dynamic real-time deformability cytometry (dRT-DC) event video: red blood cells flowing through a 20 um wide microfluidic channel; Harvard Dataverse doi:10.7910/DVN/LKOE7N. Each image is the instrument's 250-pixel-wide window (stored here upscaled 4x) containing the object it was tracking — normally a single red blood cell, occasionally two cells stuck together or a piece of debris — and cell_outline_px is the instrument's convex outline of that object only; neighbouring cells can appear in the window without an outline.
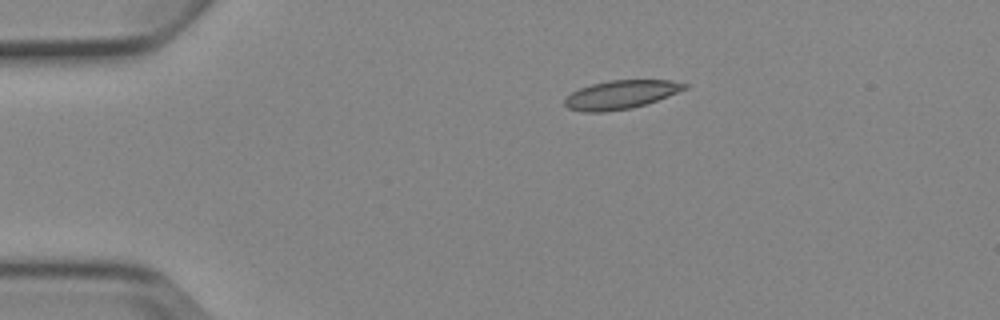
{"species": "Egyptian fruit bat (a non-hibernating species)", "species_latin": "Rousettus aegyptiacus", "temperature_condition": "cold", "stored_images_in_passage": 5, "camera_frame_rate_fps": 3000, "um_per_image_px": 0.085, "animal": {"sex": "female"}, "frame": {"image": 1, "passage_image": 3, "time_ms": 3.0, "image_size_px": [1000, 320], "cell_outline_px": [[688, 88], [668, 96], [632, 108], [604, 112], [584, 112], [568, 108], [564, 104], [564, 100], [572, 92], [580, 88], [592, 84], [608, 80], [672, 80], [688, 84]], "centroid_in_image_um": [52.77, 8.04], "position_along_channel_um": 32.2, "area_um2": 19.88}}
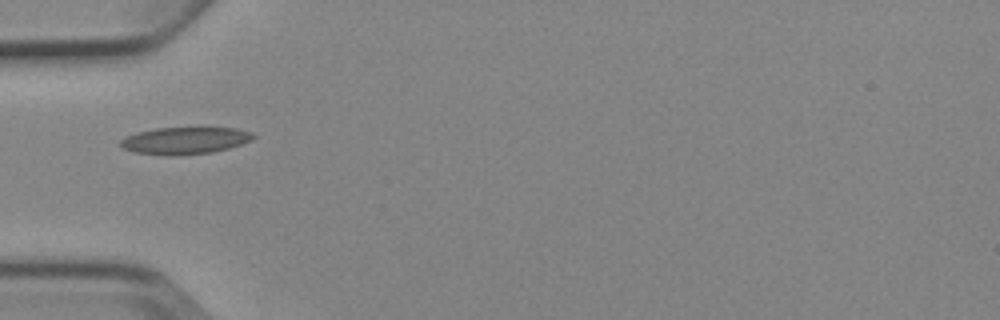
{"frame": {"image": 2, "passage_image": 5, "time_ms": 5.333, "image_size_px": [1000, 320], "cell_outline_px": [[256, 136], [252, 140], [228, 148], [212, 152], [172, 156], [168, 156], [136, 152], [124, 148], [120, 144], [120, 140], [136, 132], [156, 128], [236, 128], [252, 132]], "centroid_in_image_um": [15.73, 11.95], "position_along_channel_um": 69.3, "area_um2": 20.75}}